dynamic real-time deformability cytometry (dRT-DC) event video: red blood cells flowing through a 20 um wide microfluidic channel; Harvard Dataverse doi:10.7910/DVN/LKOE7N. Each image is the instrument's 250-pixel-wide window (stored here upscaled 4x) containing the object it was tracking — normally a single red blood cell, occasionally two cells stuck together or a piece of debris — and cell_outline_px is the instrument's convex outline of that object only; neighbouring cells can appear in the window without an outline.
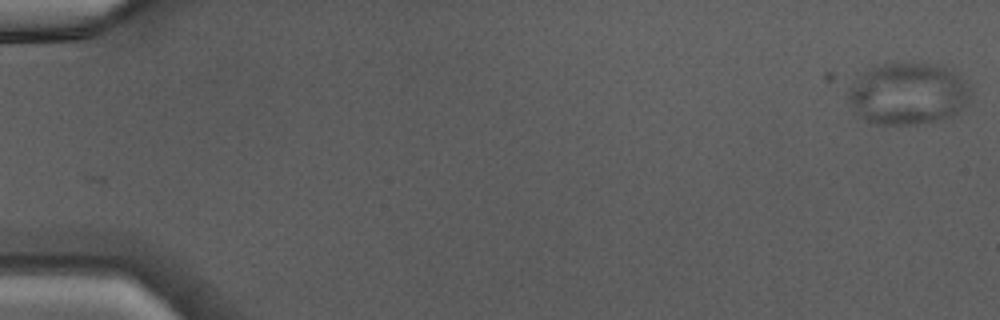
{"species": "Egyptian fruit bat (a non-hibernating species)", "species_latin": "Rousettus aegyptiacus", "temperature_condition": "warm", "stored_images_in_passage": 9, "segment_of_instrument_passage": [1, 2], "camera_frame_rate_fps": 3000, "um_per_image_px": 0.085, "animal": {"sex": "male"}, "frame": {"image": 1, "passage_image": 1, "time_ms": 0.0, "image_size_px": [1000, 320], "cell_outline_px": [[972, 92], [968, 100], [960, 112], [936, 120], [916, 124], [876, 124], [864, 120], [860, 116], [848, 100], [848, 92], [852, 84], [864, 72], [872, 68], [884, 64], [936, 64], [960, 76], [972, 88]], "centroid_in_image_um": [77.2, 7.98], "position_along_channel_um": 7.8, "area_um2": 43.47}}